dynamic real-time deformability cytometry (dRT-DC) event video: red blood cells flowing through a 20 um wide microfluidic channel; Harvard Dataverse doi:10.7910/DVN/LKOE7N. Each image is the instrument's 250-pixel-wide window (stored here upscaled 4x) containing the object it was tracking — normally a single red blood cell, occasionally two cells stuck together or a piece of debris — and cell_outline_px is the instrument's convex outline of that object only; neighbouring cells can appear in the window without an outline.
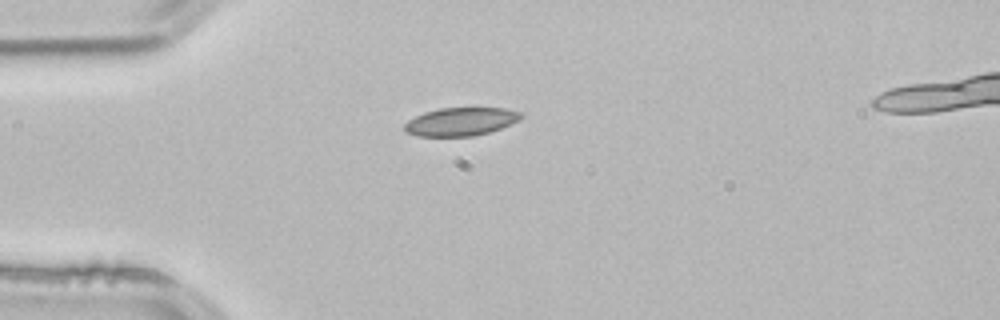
{"species": "common noctule bat (a hibernating species)", "species_latin": "Nyctalus noctula", "temperature_condition": "room temperature", "stored_images_in_passage": 1, "camera_frame_rate_fps": 3000, "um_per_image_px": 0.085, "animal": {"sex": "male", "body_mass_g": 21.5, "forearm_length_mm": 52.0}, "frame": {"image": 1, "passage_image": 1, "time_ms": 0.0, "image_size_px": [1000, 320], "cell_outline_px": [[524, 116], [520, 120], [500, 128], [488, 132], [472, 136], [416, 136], [408, 132], [404, 128], [404, 124], [408, 120], [424, 112], [440, 108], [504, 108], [520, 112]], "centroid_in_image_um": [39.17, 10.33], "position_along_channel_um": 45.8, "area_um2": 19.02}}